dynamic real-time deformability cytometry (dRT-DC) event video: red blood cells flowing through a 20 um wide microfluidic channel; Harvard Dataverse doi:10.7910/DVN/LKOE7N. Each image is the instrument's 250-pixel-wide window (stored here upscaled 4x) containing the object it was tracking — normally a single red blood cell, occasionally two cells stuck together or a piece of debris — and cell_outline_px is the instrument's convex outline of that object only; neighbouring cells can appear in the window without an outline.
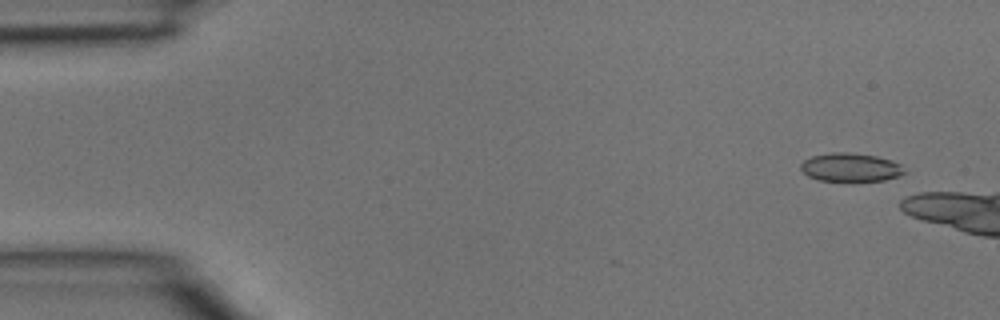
{"species": "common noctule bat (a hibernating species)", "species_latin": "Nyctalus noctula", "temperature_condition": "room temperature", "stored_images_in_passage": 3, "camera_frame_rate_fps": 3000, "um_per_image_px": 0.085, "animal": {"sex": "male", "body_mass_g": 15.6}, "frame": {"image": 1, "passage_image": 1, "time_ms": 0.0, "image_size_px": [1000, 320], "cell_outline_px": [[908, 172], [884, 180], [820, 180], [808, 176], [800, 168], [800, 164], [804, 160], [812, 156], [832, 152], [848, 152], [876, 156], [900, 164]], "centroid_in_image_um": [72.28, 14.21], "position_along_channel_um": 12.7, "area_um2": 16.88}}